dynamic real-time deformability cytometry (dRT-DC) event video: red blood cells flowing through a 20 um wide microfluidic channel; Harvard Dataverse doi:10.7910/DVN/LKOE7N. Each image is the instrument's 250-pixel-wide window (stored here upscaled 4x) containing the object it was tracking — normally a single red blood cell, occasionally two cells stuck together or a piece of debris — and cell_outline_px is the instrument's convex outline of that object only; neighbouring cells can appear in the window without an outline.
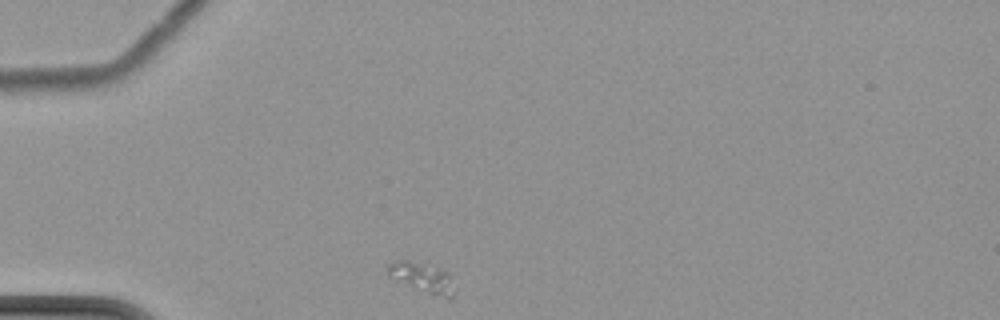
{"species": "common noctule bat (a hibernating species)", "species_latin": "Nyctalus noctula", "temperature_condition": "cold", "stored_images_in_passage": 10, "camera_frame_rate_fps": 3000, "um_per_image_px": 0.085, "animal": {"sex": "female", "body_mass_g": 22.7, "forearm_length_mm": 54.2}, "frame": {"image": 1, "passage_image": 1, "time_ms": 0.0, "image_size_px": [1000, 320], "cell_outline_px": [[452, 296], [448, 300], [392, 280], [388, 276], [388, 264], [396, 260], [408, 260], [448, 272]], "centroid_in_image_um": [35.79, 23.6], "position_along_channel_um": 49.2, "area_um2": 11.21}}
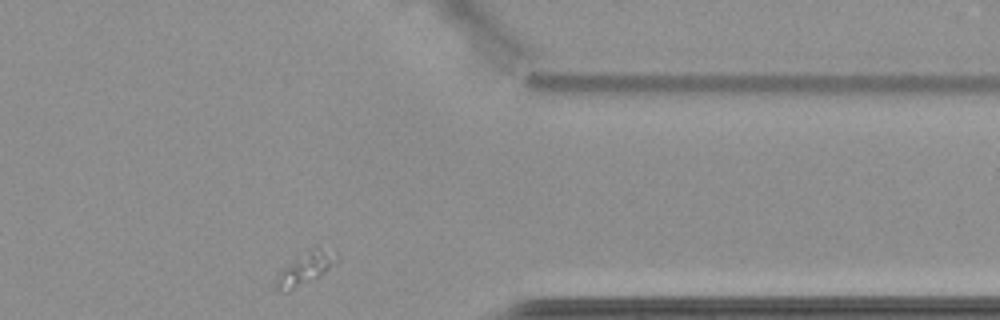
{"frame": {"image": 2, "passage_image": 10, "time_ms": 11.0, "image_size_px": [1000, 320], "cell_outline_px": [[340, 260], [336, 264], [324, 272], [288, 292], [280, 292], [272, 288], [276, 276], [304, 248], [316, 244], [336, 252], [340, 256]], "centroid_in_image_um": [25.96, 22.74], "position_along_channel_um": 385.4, "area_um2": 12.14}}